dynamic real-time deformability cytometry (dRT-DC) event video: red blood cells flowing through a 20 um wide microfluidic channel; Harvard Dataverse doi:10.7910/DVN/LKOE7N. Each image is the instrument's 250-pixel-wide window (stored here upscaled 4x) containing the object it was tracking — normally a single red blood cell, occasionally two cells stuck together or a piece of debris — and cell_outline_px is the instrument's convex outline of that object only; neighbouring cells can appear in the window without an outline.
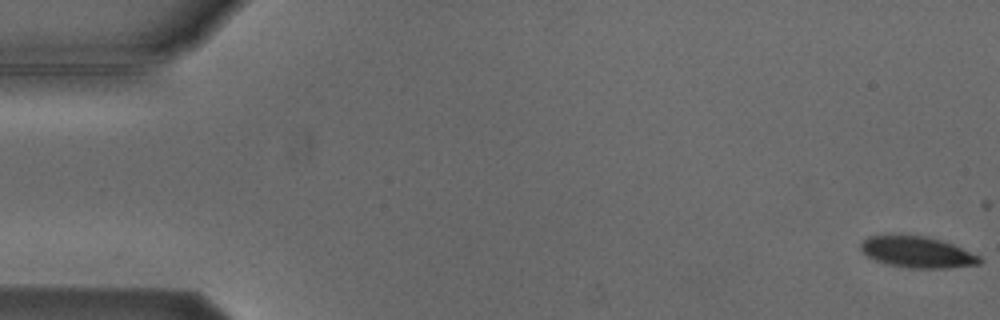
{"species": "Egyptian fruit bat (a non-hibernating species)", "species_latin": "Rousettus aegyptiacus", "temperature_condition": "cold", "stored_images_in_passage": 5, "camera_frame_rate_fps": 3000, "um_per_image_px": 0.085, "animal": {"sex": "male"}, "frame": {"image": 1, "passage_image": 1, "time_ms": 0.0, "image_size_px": [1000, 320], "cell_outline_px": [[984, 260], [980, 264], [948, 268], [908, 268], [888, 264], [876, 260], [868, 256], [860, 248], [860, 244], [868, 236], [900, 232], [928, 236], [952, 244], [980, 256]], "centroid_in_image_um": [77.95, 21.39], "position_along_channel_um": 7.1, "area_um2": 22.2}}
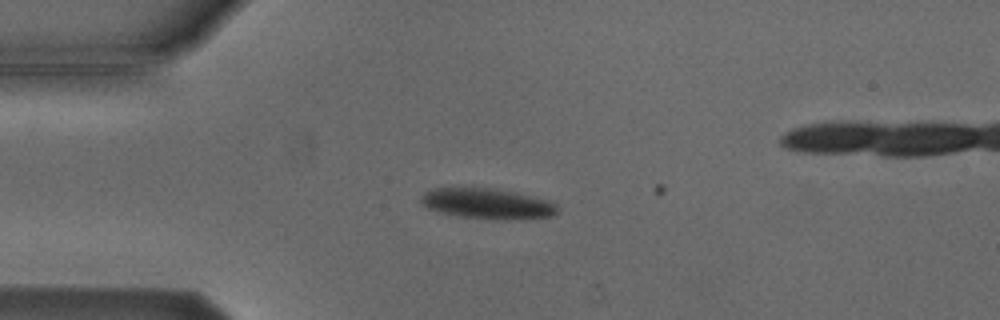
{"frame": {"image": 2, "passage_image": 4, "time_ms": 4.333, "image_size_px": [1000, 320], "cell_outline_px": [[560, 212], [552, 216], [520, 220], [496, 220], [460, 216], [440, 212], [428, 208], [420, 204], [420, 196], [424, 192], [436, 188], [488, 188], [512, 192], [548, 200], [556, 204], [560, 208]], "centroid_in_image_um": [41.45, 17.33], "position_along_channel_um": 43.5, "area_um2": 24.39}}